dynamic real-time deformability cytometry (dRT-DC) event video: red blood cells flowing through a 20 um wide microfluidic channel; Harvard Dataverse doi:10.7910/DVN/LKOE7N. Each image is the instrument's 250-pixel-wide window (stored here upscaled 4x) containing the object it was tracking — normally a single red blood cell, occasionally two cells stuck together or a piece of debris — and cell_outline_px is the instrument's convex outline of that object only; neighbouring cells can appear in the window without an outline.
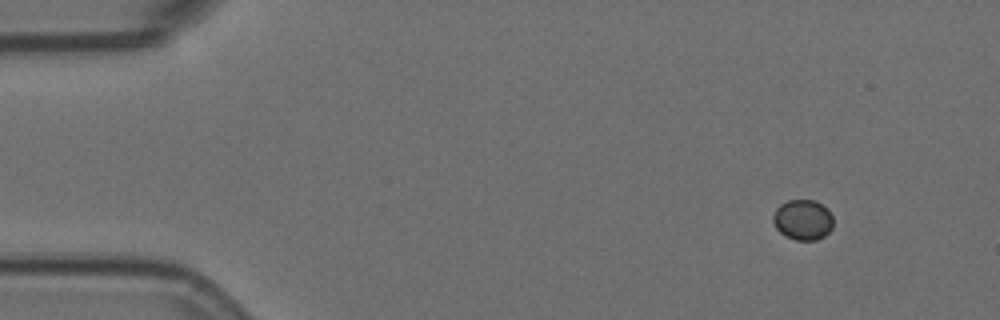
{"species": "Egyptian fruit bat (a non-hibernating species)", "species_latin": "Rousettus aegyptiacus", "temperature_condition": "room temperature", "stored_images_in_passage": 4, "camera_frame_rate_fps": 3000, "um_per_image_px": 0.085, "animal": {"sex": "female"}, "frame": {"image": 1, "passage_image": 1, "time_ms": 0.0, "image_size_px": [1000, 320], "cell_outline_px": [[832, 228], [824, 236], [816, 240], [796, 240], [784, 236], [776, 228], [772, 220], [772, 216], [776, 208], [780, 204], [788, 200], [816, 200], [828, 208], [832, 216]], "centroid_in_image_um": [68.23, 18.67], "position_along_channel_um": 16.8, "area_um2": 14.33}}
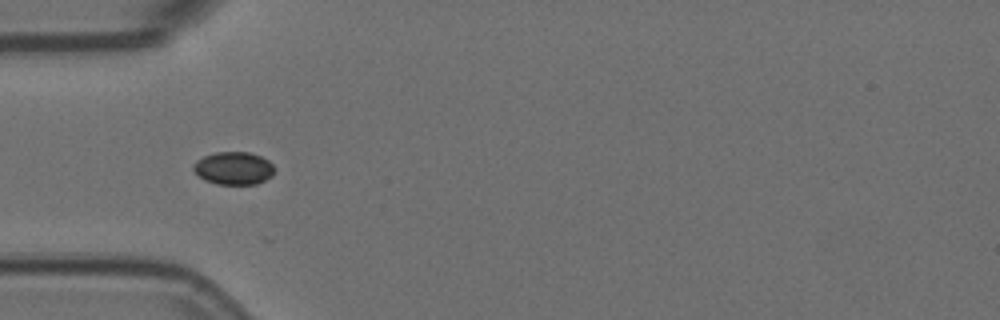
{"frame": {"image": 2, "passage_image": 4, "time_ms": 1.0, "image_size_px": [1000, 320], "cell_outline_px": [[276, 168], [272, 176], [256, 184], [216, 184], [204, 180], [192, 168], [196, 160], [204, 156], [216, 152], [248, 152], [260, 156], [268, 160]], "centroid_in_image_um": [19.87, 14.3], "position_along_channel_um": 65.1, "area_um2": 15.49}}